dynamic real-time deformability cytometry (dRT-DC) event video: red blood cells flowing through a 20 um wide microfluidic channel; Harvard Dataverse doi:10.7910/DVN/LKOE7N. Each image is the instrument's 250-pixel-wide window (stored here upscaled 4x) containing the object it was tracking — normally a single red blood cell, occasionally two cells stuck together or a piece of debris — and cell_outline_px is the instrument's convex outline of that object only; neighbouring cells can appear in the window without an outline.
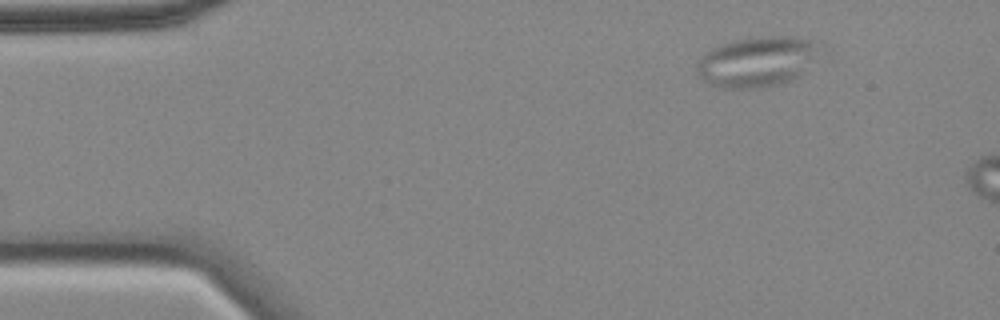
{"species": "common noctule bat (a hibernating species)", "species_latin": "Nyctalus noctula", "temperature_condition": "cold", "stored_images_in_passage": 7, "camera_frame_rate_fps": 3000, "um_per_image_px": 0.085, "animal": {"sex": "female", "body_mass_g": 18.4}, "frame": {"image": 1, "passage_image": 1, "time_ms": 0.0, "image_size_px": [1000, 320], "cell_outline_px": [[832, 52], [828, 56], [800, 76], [792, 80], [760, 88], [724, 88], [712, 84], [696, 76], [696, 64], [700, 56], [704, 52], [720, 44], [736, 40], [756, 36], [800, 36], [828, 44], [832, 48]], "centroid_in_image_um": [64.62, 5.19], "position_along_channel_um": 20.4, "area_um2": 38.38}}